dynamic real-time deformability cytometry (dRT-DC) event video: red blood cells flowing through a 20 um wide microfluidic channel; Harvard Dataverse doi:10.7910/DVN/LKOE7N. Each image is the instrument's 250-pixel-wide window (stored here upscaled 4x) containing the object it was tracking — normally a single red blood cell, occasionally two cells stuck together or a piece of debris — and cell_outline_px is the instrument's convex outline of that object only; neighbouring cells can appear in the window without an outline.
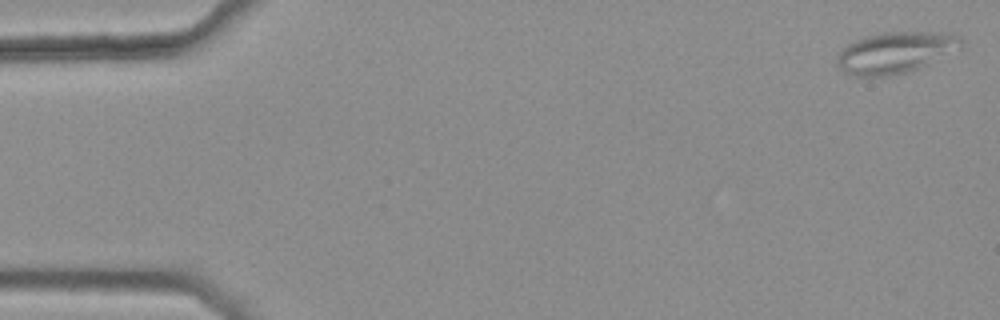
{"species": "common noctule bat (a hibernating species)", "species_latin": "Nyctalus noctula", "temperature_condition": "warm", "stored_images_in_passage": 16, "camera_frame_rate_fps": 3000, "um_per_image_px": 0.085, "animal": {"sex": "female", "body_mass_g": 25.1}, "frame": {"image": 1, "passage_image": 1, "time_ms": 0.0, "image_size_px": [1000, 320], "cell_outline_px": [[964, 36], [960, 44], [928, 64], [920, 68], [888, 76], [856, 76], [844, 72], [836, 64], [836, 56], [848, 44], [856, 40], [880, 32], [948, 32]], "centroid_in_image_um": [76.05, 4.45], "position_along_channel_um": 8.9, "area_um2": 29.36}}
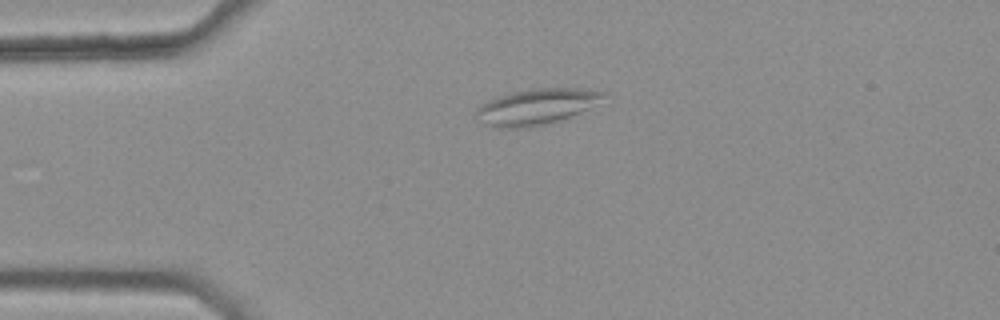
{"frame": {"image": 2, "passage_image": 12, "time_ms": 3.667, "image_size_px": [1000, 320], "cell_outline_px": [[608, 92], [588, 108], [580, 112], [560, 120], [544, 124], [524, 128], [496, 128], [488, 124], [476, 112], [476, 108], [480, 104], [488, 100], [512, 92], [528, 88], [588, 88]], "centroid_in_image_um": [45.61, 9.04], "position_along_channel_um": 39.4, "area_um2": 26.13}}